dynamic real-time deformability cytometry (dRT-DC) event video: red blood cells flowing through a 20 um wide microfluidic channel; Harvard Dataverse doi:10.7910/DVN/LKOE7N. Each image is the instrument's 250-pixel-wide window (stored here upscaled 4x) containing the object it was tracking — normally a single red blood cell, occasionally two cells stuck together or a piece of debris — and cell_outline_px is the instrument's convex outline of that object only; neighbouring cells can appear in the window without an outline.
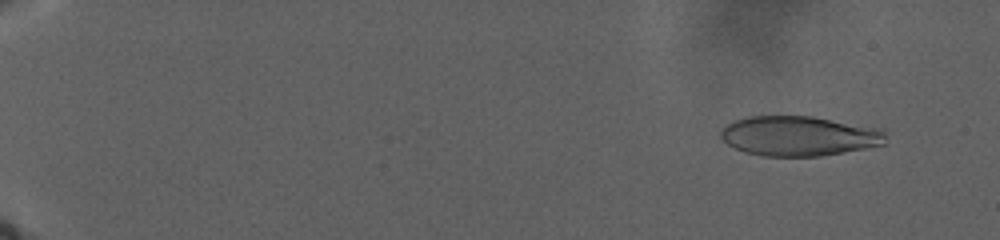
{"species": "human", "species_latin": "Homo sapiens", "temperature_condition": "warm", "stored_images_in_passage": 74, "camera_frame_rate_fps": 3000, "um_per_image_px": 0.085, "donor": {"sex": "male"}, "frame": {"image": 1, "passage_image": 2, "time_ms": 1.0, "image_size_px": [1000, 240], "cell_outline_px": [[884, 144], [864, 148], [820, 156], [764, 156], [744, 152], [728, 144], [720, 136], [720, 128], [732, 120], [748, 116], [812, 116], [884, 128]], "centroid_in_image_um": [67.89, 11.54], "position_along_channel_um": 17.1, "area_um2": 38.49}}
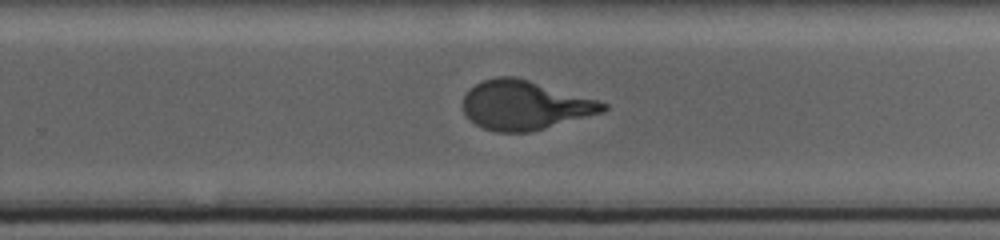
{"frame": {"image": 2, "passage_image": 42, "time_ms": 28.0, "image_size_px": [1000, 240], "cell_outline_px": [[608, 108], [604, 112], [532, 132], [496, 132], [484, 128], [476, 124], [464, 112], [464, 96], [476, 84], [484, 80], [496, 76], [516, 76], [596, 100], [608, 104]], "centroid_in_image_um": [44.63, 8.95], "position_along_channel_um": 285.2, "area_um2": 39.77}}
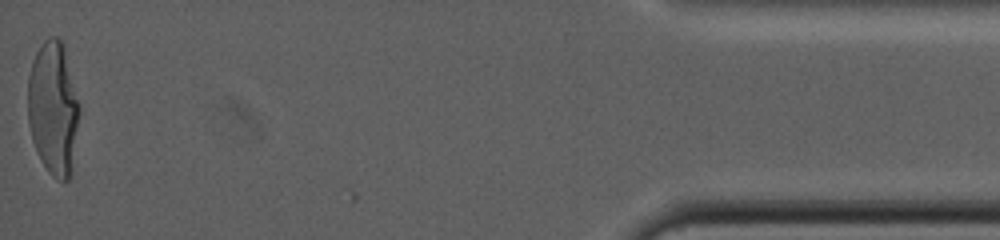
{"frame": {"image": 3, "passage_image": 74, "time_ms": 40.667, "image_size_px": [1000, 240], "cell_outline_px": [[80, 112], [68, 180], [56, 180], [48, 172], [40, 160], [36, 152], [32, 140], [28, 120], [28, 76], [32, 60], [36, 52], [44, 40], [48, 36], [56, 36], [64, 44], [80, 108]], "centroid_in_image_um": [4.5, 9.16], "position_along_channel_um": 430.7, "area_um2": 40.0}}